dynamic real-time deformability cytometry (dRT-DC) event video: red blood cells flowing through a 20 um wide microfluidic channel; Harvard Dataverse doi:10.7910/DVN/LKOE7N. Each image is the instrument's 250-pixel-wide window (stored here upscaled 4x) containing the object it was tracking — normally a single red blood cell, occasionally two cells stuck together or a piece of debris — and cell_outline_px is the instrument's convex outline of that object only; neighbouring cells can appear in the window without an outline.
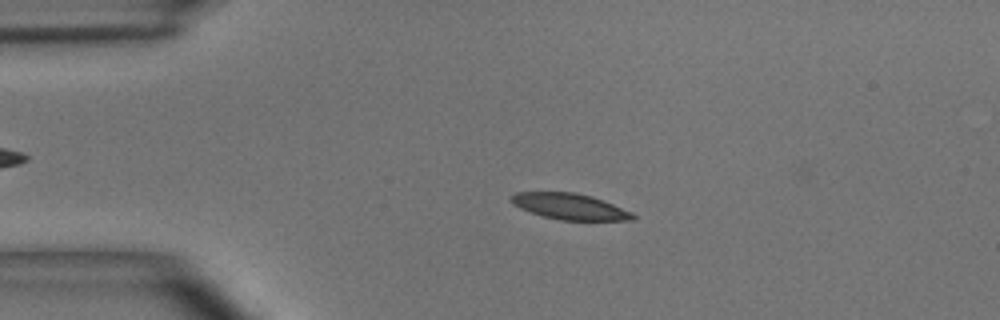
{"species": "common noctule bat (a hibernating species)", "species_latin": "Nyctalus noctula", "temperature_condition": "room temperature", "stored_images_in_passage": 41, "camera_frame_rate_fps": 3000, "um_per_image_px": 0.085, "animal": {"sex": "male", "body_mass_g": 15.6}, "frame": {"image": 1, "passage_image": 3, "time_ms": 0.667, "image_size_px": [1000, 320], "cell_outline_px": [[636, 216], [632, 220], [560, 220], [544, 216], [520, 208], [512, 204], [512, 196], [516, 192], [572, 192], [592, 196], [604, 200], [632, 212]], "centroid_in_image_um": [48.46, 17.55], "position_along_channel_um": 36.5, "area_um2": 18.26}}
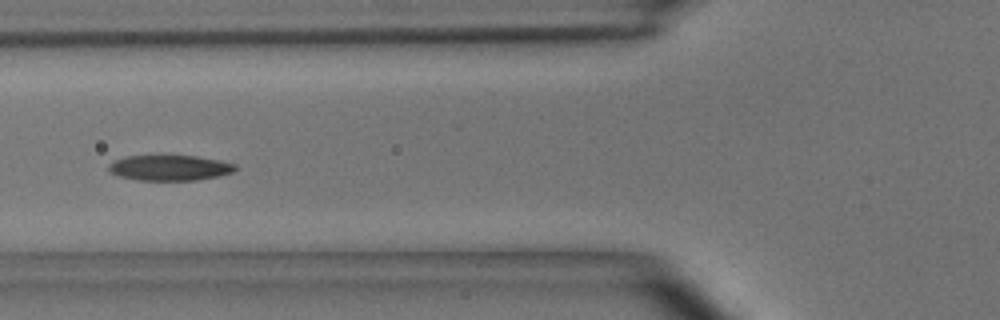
{"frame": {"image": 2, "passage_image": 11, "time_ms": 3.333, "image_size_px": [1000, 320], "cell_outline_px": [[236, 168], [232, 172], [220, 176], [196, 180], [136, 180], [120, 176], [108, 172], [108, 164], [124, 156], [196, 156], [220, 160], [236, 164]], "centroid_in_image_um": [14.42, 14.27], "position_along_channel_um": 111.4, "area_um2": 18.79}}
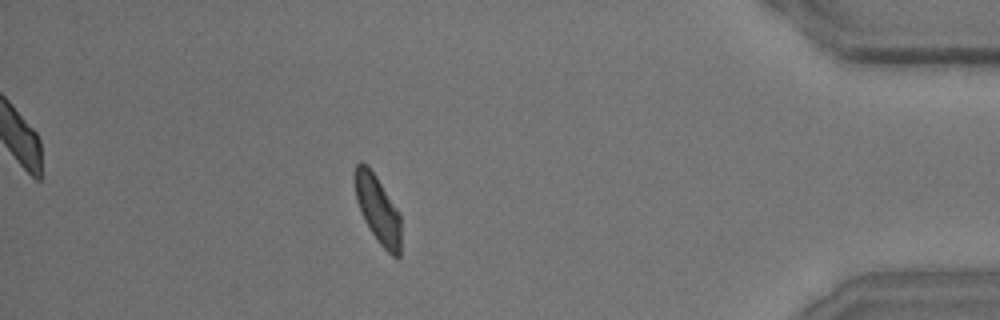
{"frame": {"image": 3, "passage_image": 36, "time_ms": 11.667, "image_size_px": [1000, 320], "cell_outline_px": [[400, 256], [396, 260], [380, 244], [364, 220], [360, 212], [356, 200], [352, 180], [352, 172], [356, 164], [360, 160], [368, 164], [400, 212]], "centroid_in_image_um": [32.07, 17.72], "position_along_channel_um": 403.1, "area_um2": 18.73}}